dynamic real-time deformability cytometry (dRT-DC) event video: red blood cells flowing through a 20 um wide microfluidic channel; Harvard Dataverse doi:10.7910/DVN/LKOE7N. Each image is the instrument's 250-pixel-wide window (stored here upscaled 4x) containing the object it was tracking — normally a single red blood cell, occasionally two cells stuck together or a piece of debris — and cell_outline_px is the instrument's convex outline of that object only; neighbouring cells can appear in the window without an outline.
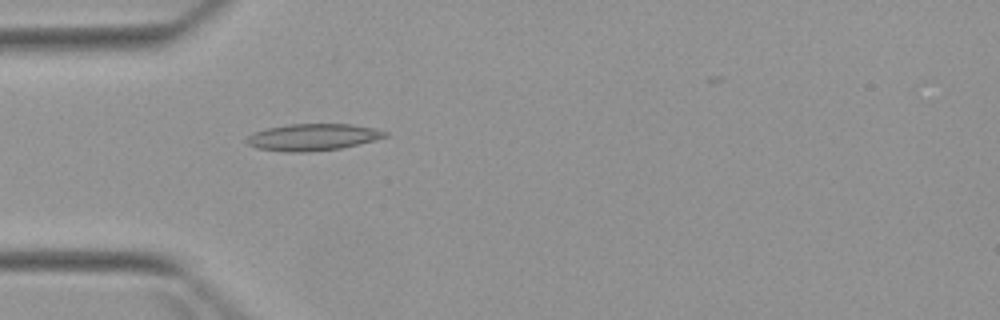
{"species": "Egyptian fruit bat (a non-hibernating species)", "species_latin": "Rousettus aegyptiacus", "temperature_condition": "warm", "stored_images_in_passage": 4, "camera_frame_rate_fps": 3000, "um_per_image_px": 0.085, "animal": {"sex": "female"}, "frame": {"image": 1, "passage_image": 4, "time_ms": 3.667, "image_size_px": [1000, 320], "cell_outline_px": [[388, 136], [340, 148], [308, 152], [288, 152], [256, 148], [248, 144], [244, 140], [252, 132], [268, 128], [288, 124], [352, 124], [376, 128], [388, 132]], "centroid_in_image_um": [26.55, 11.65], "position_along_channel_um": 58.4, "area_um2": 21.56}}